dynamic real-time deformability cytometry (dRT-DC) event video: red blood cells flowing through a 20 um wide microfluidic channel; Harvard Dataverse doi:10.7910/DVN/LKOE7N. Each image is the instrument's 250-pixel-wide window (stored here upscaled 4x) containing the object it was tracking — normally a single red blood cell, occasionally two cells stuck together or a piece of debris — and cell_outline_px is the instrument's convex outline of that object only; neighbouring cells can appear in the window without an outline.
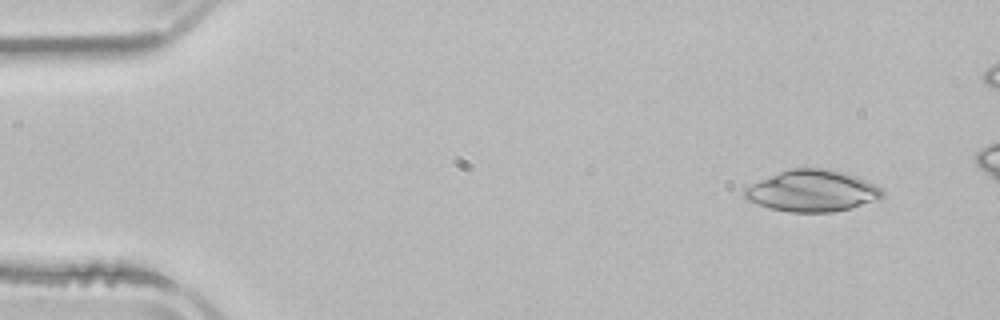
{"species": "common noctule bat (a hibernating species)", "species_latin": "Nyctalus noctula", "temperature_condition": "room temperature", "stored_images_in_passage": 3, "camera_frame_rate_fps": 3000, "um_per_image_px": 0.085, "animal": {"sex": "male", "body_mass_g": 21.5, "forearm_length_mm": 52.0}, "frame": {"image": 1, "passage_image": 1, "time_ms": 0.0, "image_size_px": [1000, 320], "cell_outline_px": [[884, 196], [880, 200], [852, 208], [832, 212], [788, 212], [768, 208], [744, 200], [744, 188], [760, 180], [780, 172], [792, 168], [824, 168], [844, 172], [856, 176], [880, 188], [884, 192]], "centroid_in_image_um": [69.04, 16.24], "position_along_channel_um": 16.0, "area_um2": 33.47}}